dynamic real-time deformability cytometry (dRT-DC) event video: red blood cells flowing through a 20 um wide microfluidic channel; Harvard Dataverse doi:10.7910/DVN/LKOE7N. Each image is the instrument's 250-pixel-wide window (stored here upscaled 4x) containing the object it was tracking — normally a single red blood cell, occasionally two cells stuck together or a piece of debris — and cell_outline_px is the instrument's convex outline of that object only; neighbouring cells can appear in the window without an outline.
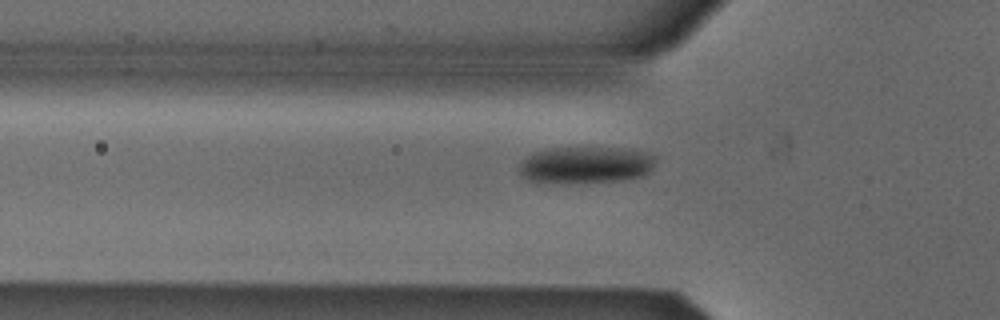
{"species": "Egyptian fruit bat (a non-hibernating species)", "species_latin": "Rousettus aegyptiacus", "temperature_condition": "cold", "stored_images_in_passage": 34, "camera_frame_rate_fps": 3000, "um_per_image_px": 0.085, "animal": {"sex": "male"}, "frame": {"image": 1, "passage_image": 5, "time_ms": 1.333, "image_size_px": [1000, 320], "cell_outline_px": [[656, 156], [652, 168], [644, 176], [624, 180], [576, 184], [536, 184], [520, 176], [516, 168], [532, 152], [548, 148], [624, 148]], "centroid_in_image_um": [49.67, 14.07], "position_along_channel_um": 76.1, "area_um2": 30.17}}
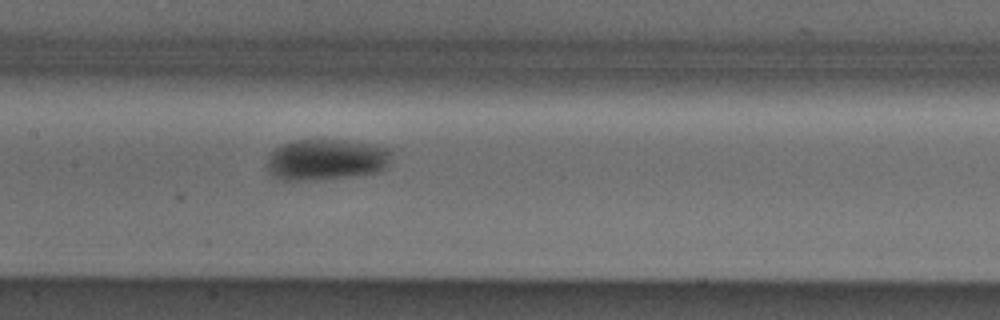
{"frame": {"image": 2, "passage_image": 13, "time_ms": 4.0, "image_size_px": [1000, 320], "cell_outline_px": [[392, 152], [388, 164], [380, 172], [352, 176], [316, 180], [280, 180], [268, 172], [268, 156], [280, 144], [292, 140], [348, 140], [372, 144], [388, 148]], "centroid_in_image_um": [27.73, 13.56], "position_along_channel_um": 179.7, "area_um2": 30.06}}
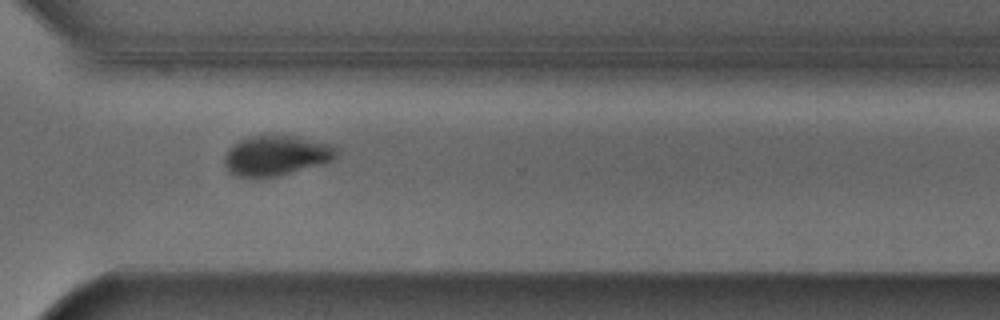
{"frame": {"image": 3, "passage_image": 26, "time_ms": 8.333, "image_size_px": [1000, 320], "cell_outline_px": [[340, 152], [332, 160], [324, 164], [276, 176], [236, 176], [228, 172], [224, 168], [224, 156], [228, 148], [232, 144], [248, 136], [300, 136], [332, 144]], "centroid_in_image_um": [23.48, 13.21], "position_along_channel_um": 347.1, "area_um2": 26.36}, "authors_computed_cell_mechanics": {"area_um2": 28.8711, "velocity_mm_per_s": 3.8635, "shape_relaxation_time_tau1_ms": 2.936, "shape_relaxation_time_tau2_ms": null, "deformation_change_tau1": 0.0888, "deformation_change_tau2": null}}